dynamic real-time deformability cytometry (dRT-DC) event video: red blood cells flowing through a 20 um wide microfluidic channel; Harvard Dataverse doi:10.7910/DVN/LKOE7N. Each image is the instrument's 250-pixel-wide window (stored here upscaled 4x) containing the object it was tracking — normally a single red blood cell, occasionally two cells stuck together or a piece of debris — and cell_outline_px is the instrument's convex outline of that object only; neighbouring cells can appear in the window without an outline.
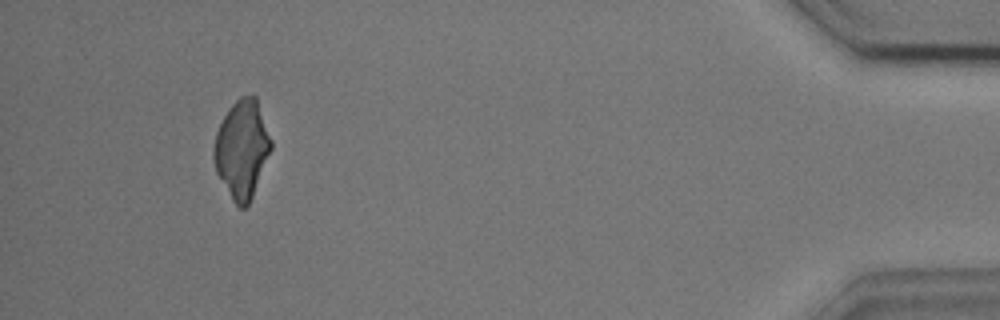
{"species": "common noctule bat (a hibernating species)", "species_latin": "Nyctalus noctula", "temperature_condition": "cold", "stored_images_in_passage": 55, "segment_of_instrument_passage": [2, 2], "camera_frame_rate_fps": 3000, "um_per_image_px": 0.085, "animal": {"sex": "male", "body_mass_g": 17.9, "forearm_length_mm": 54.2}, "frame": {"image": 1, "passage_image": 51, "time_ms": 16.667, "image_size_px": [1000, 320], "cell_outline_px": [[272, 144], [252, 192], [248, 200], [244, 204], [240, 204], [236, 200], [232, 192], [232, 184], [248, 108], [252, 104], [256, 104]], "centroid_in_image_um": [21.3, 13.2], "position_along_channel_um": 413.9, "area_um2": 15.9}}